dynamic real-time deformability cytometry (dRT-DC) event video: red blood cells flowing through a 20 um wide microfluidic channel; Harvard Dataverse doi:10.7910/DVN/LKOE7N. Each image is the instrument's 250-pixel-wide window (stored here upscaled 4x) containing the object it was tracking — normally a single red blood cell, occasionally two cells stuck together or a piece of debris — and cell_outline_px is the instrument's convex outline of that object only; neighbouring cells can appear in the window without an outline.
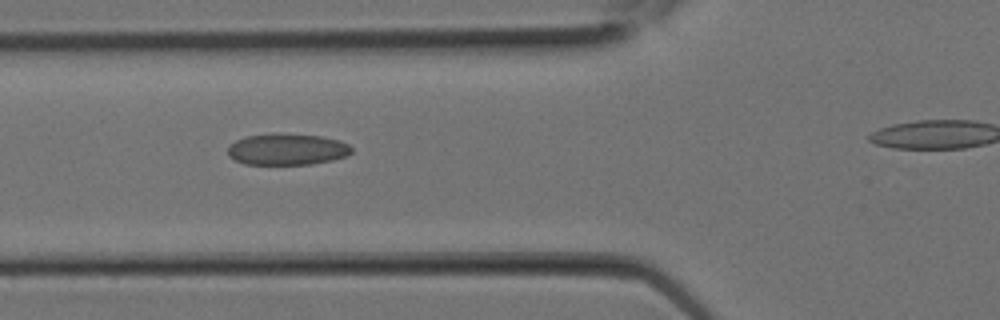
{"species": "Egyptian fruit bat (a non-hibernating species)", "species_latin": "Rousettus aegyptiacus", "temperature_condition": "room temperature", "stored_images_in_passage": 19, "camera_frame_rate_fps": 3000, "um_per_image_px": 0.085, "animal": {"sex": "female"}, "frame": {"image": 1, "passage_image": 7, "time_ms": 2.0, "image_size_px": [1000, 320], "cell_outline_px": [[352, 152], [348, 156], [332, 160], [312, 164], [244, 164], [228, 156], [228, 144], [244, 136], [272, 132], [280, 132], [320, 136], [340, 140], [348, 144], [352, 148]], "centroid_in_image_um": [24.39, 12.67], "position_along_channel_um": 101.4, "area_um2": 23.18}}
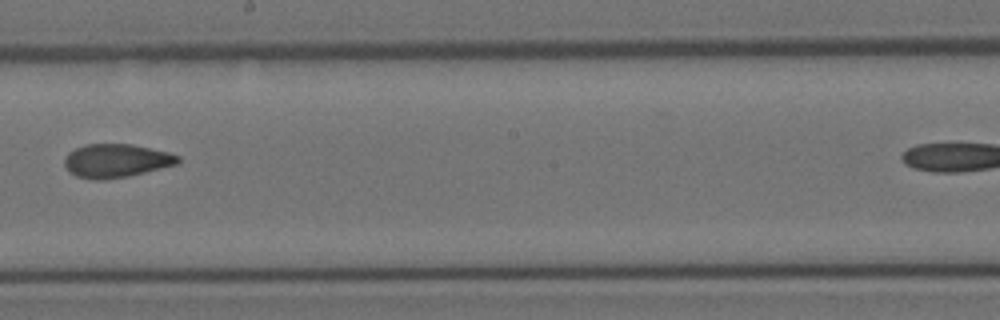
{"frame": {"image": 2, "passage_image": 12, "time_ms": 3.667, "image_size_px": [1000, 320], "cell_outline_px": [[180, 164], [128, 176], [104, 180], [92, 180], [76, 176], [68, 172], [64, 164], [64, 156], [68, 152], [84, 144], [132, 144], [168, 152], [180, 156]], "centroid_in_image_um": [9.86, 13.67], "position_along_channel_um": 238.3, "area_um2": 22.48}}
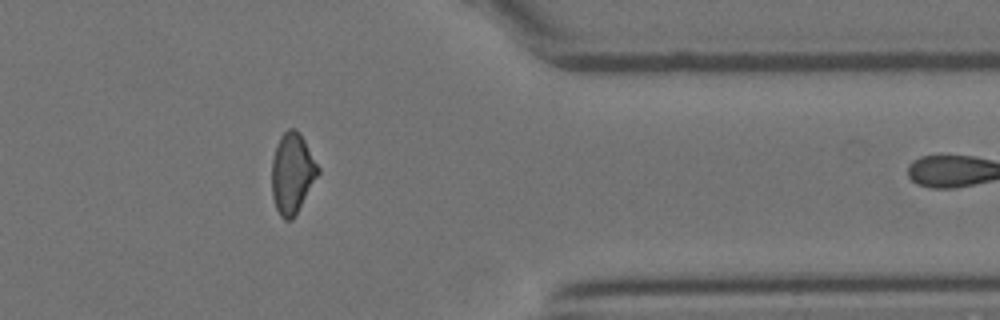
{"frame": {"image": 3, "passage_image": 18, "time_ms": 5.667, "image_size_px": [1000, 320], "cell_outline_px": [[320, 172], [292, 220], [284, 220], [280, 216], [276, 208], [272, 196], [272, 160], [276, 144], [280, 136], [288, 128], [296, 128], [300, 132], [320, 168]], "centroid_in_image_um": [24.84, 14.7], "position_along_channel_um": 386.6, "area_um2": 21.73}}